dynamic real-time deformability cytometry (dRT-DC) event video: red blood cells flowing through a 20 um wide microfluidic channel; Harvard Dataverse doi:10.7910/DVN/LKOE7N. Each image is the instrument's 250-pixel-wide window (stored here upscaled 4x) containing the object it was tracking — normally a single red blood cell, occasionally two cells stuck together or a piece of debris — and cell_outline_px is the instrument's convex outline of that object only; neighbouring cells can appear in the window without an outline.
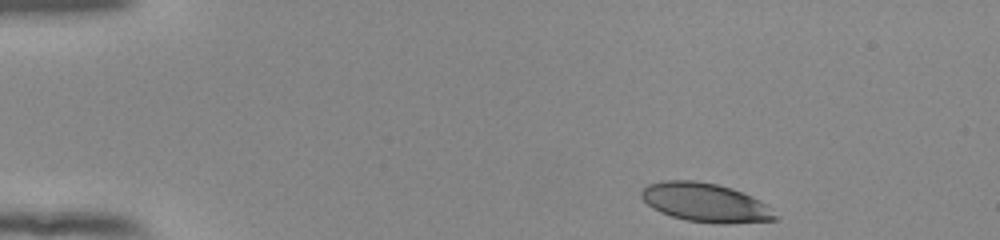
{"species": "human", "species_latin": "Homo sapiens", "temperature_condition": "room temperature", "stored_images_in_passage": 46, "camera_frame_rate_fps": 3000, "um_per_image_px": 0.085, "donor": {"sex": "female"}, "frame": {"image": 1, "passage_image": 1, "time_ms": 0.0, "image_size_px": [1000, 240], "cell_outline_px": [[780, 216], [776, 220], [728, 224], [720, 224], [688, 220], [672, 216], [660, 212], [652, 208], [640, 196], [640, 192], [648, 184], [664, 180], [696, 180], [716, 184], [732, 188], [752, 196], [772, 208]], "centroid_in_image_um": [59.99, 17.22], "position_along_channel_um": 25.0, "area_um2": 30.46}}
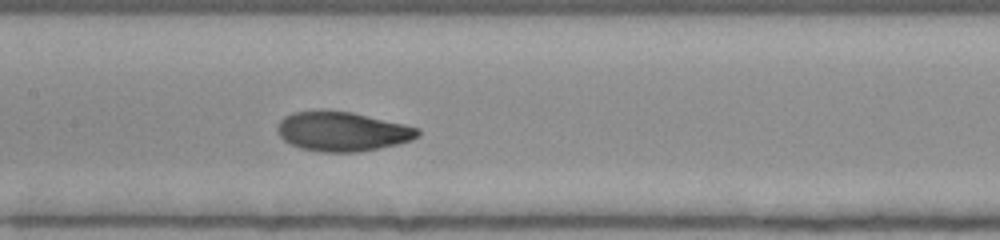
{"frame": {"image": 2, "passage_image": 20, "time_ms": 6.333, "image_size_px": [1000, 240], "cell_outline_px": [[420, 136], [412, 140], [380, 148], [360, 152], [320, 152], [300, 148], [284, 140], [280, 136], [276, 128], [280, 120], [284, 116], [292, 112], [352, 112], [404, 124], [420, 128]], "centroid_in_image_um": [29.12, 11.2], "position_along_channel_um": 178.3, "area_um2": 31.96}}
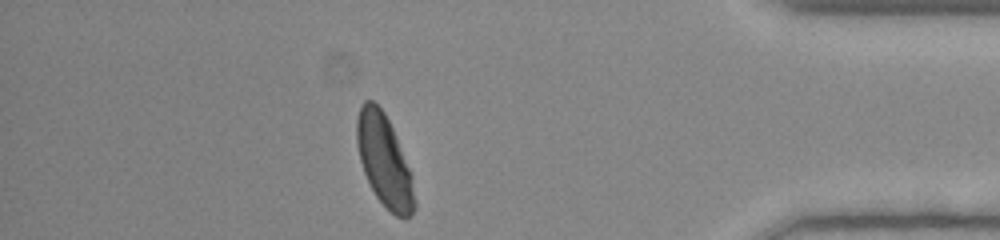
{"frame": {"image": 3, "passage_image": 40, "time_ms": 13.0, "image_size_px": [1000, 240], "cell_outline_px": [[416, 208], [404, 220], [396, 216], [376, 196], [364, 172], [360, 160], [356, 144], [356, 120], [360, 104], [364, 100], [372, 100], [384, 112], [392, 128], [408, 168], [416, 200]], "centroid_in_image_um": [32.63, 13.64], "position_along_channel_um": 402.6, "area_um2": 30.23}, "authors_computed_cell_mechanics": {"area_um2": 31.8478, "velocity_mm_per_s": 3.8876, "shape_relaxation_time_tau1_ms": 3.557, "shape_relaxation_time_tau2_ms": 0.8562, "deformation_change_tau1": 0.1487, "deformation_change_tau2": 0.0539}}